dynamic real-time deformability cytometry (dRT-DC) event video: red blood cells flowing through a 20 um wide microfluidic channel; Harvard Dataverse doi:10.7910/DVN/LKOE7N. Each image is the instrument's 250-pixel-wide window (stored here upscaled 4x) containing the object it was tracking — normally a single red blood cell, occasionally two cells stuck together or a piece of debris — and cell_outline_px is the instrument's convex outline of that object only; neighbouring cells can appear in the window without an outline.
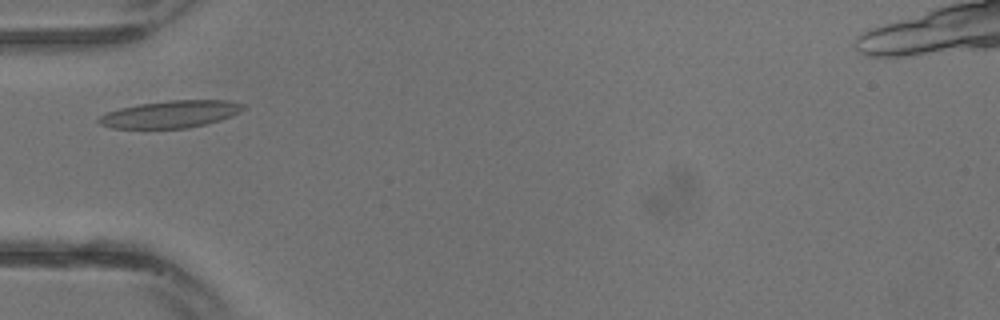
{"species": "common noctule bat (a hibernating species)", "species_latin": "Nyctalus noctula", "temperature_condition": "warm", "stored_images_in_passage": 10, "camera_frame_rate_fps": 3000, "um_per_image_px": 0.085, "animal": {"sex": "male", "body_mass_g": 13.3}, "frame": {"image": 1, "passage_image": 5, "time_ms": 1.333, "image_size_px": [1000, 320], "cell_outline_px": [[244, 108], [240, 112], [232, 116], [208, 124], [188, 128], [112, 128], [100, 124], [96, 120], [100, 116], [108, 112], [120, 108], [140, 104], [168, 100], [228, 100], [244, 104]], "centroid_in_image_um": [14.52, 9.71], "position_along_channel_um": 70.5, "area_um2": 22.89}}
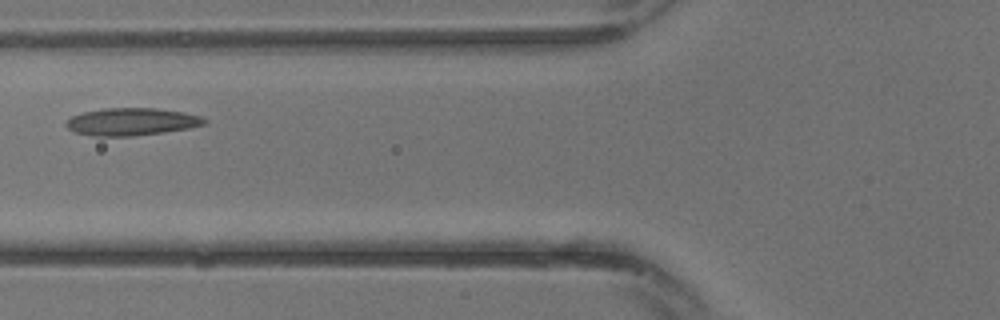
{"frame": {"image": 2, "passage_image": 7, "time_ms": 2.0, "image_size_px": [1000, 320], "cell_outline_px": [[208, 124], [188, 128], [164, 132], [136, 136], [92, 136], [76, 132], [68, 128], [64, 124], [72, 116], [84, 112], [104, 108], [156, 108], [184, 112], [200, 116], [208, 120]], "centroid_in_image_um": [11.22, 10.35], "position_along_channel_um": 114.6, "area_um2": 22.2}}
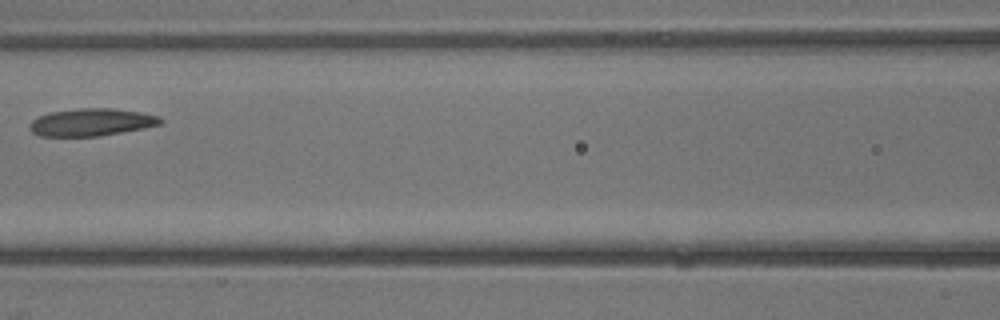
{"frame": {"image": 3, "passage_image": 9, "time_ms": 2.667, "image_size_px": [1000, 320], "cell_outline_px": [[164, 120], [160, 124], [144, 128], [96, 136], [40, 136], [32, 132], [28, 128], [28, 124], [32, 120], [40, 116], [52, 112], [80, 108], [112, 108], [140, 112], [160, 116]], "centroid_in_image_um": [7.76, 10.39], "position_along_channel_um": 158.8, "area_um2": 20.81}}